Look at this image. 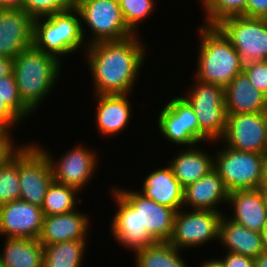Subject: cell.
I'll list each match as a JSON object with an SVG mask.
<instances>
[{
  "instance_id": "1",
  "label": "cell",
  "mask_w": 267,
  "mask_h": 267,
  "mask_svg": "<svg viewBox=\"0 0 267 267\" xmlns=\"http://www.w3.org/2000/svg\"><path fill=\"white\" fill-rule=\"evenodd\" d=\"M142 35L102 41L87 46L85 62L92 79L93 95L131 94L145 63L147 44Z\"/></svg>"
},
{
  "instance_id": "2",
  "label": "cell",
  "mask_w": 267,
  "mask_h": 267,
  "mask_svg": "<svg viewBox=\"0 0 267 267\" xmlns=\"http://www.w3.org/2000/svg\"><path fill=\"white\" fill-rule=\"evenodd\" d=\"M62 64L56 57L34 46L22 51L14 59L13 73L19 96L33 113H36L58 85V79L64 71Z\"/></svg>"
},
{
  "instance_id": "3",
  "label": "cell",
  "mask_w": 267,
  "mask_h": 267,
  "mask_svg": "<svg viewBox=\"0 0 267 267\" xmlns=\"http://www.w3.org/2000/svg\"><path fill=\"white\" fill-rule=\"evenodd\" d=\"M200 25L196 32L200 36V45L194 79L225 88L243 71L244 64L229 39L216 25Z\"/></svg>"
},
{
  "instance_id": "4",
  "label": "cell",
  "mask_w": 267,
  "mask_h": 267,
  "mask_svg": "<svg viewBox=\"0 0 267 267\" xmlns=\"http://www.w3.org/2000/svg\"><path fill=\"white\" fill-rule=\"evenodd\" d=\"M33 46L56 57L62 63L61 57L74 55V52H79V48L84 54L88 45L82 34L78 10L73 6L63 12L35 18L33 20Z\"/></svg>"
},
{
  "instance_id": "5",
  "label": "cell",
  "mask_w": 267,
  "mask_h": 267,
  "mask_svg": "<svg viewBox=\"0 0 267 267\" xmlns=\"http://www.w3.org/2000/svg\"><path fill=\"white\" fill-rule=\"evenodd\" d=\"M74 7L80 14L81 30L87 45L124 40L134 35L123 19L118 0H74Z\"/></svg>"
},
{
  "instance_id": "6",
  "label": "cell",
  "mask_w": 267,
  "mask_h": 267,
  "mask_svg": "<svg viewBox=\"0 0 267 267\" xmlns=\"http://www.w3.org/2000/svg\"><path fill=\"white\" fill-rule=\"evenodd\" d=\"M182 96L192 106L200 126V145L220 141L227 126L224 88L219 85L203 83L197 79ZM207 141V142H205Z\"/></svg>"
},
{
  "instance_id": "7",
  "label": "cell",
  "mask_w": 267,
  "mask_h": 267,
  "mask_svg": "<svg viewBox=\"0 0 267 267\" xmlns=\"http://www.w3.org/2000/svg\"><path fill=\"white\" fill-rule=\"evenodd\" d=\"M214 155L213 169L229 192L258 189L263 183V154L231 149L224 144Z\"/></svg>"
},
{
  "instance_id": "8",
  "label": "cell",
  "mask_w": 267,
  "mask_h": 267,
  "mask_svg": "<svg viewBox=\"0 0 267 267\" xmlns=\"http://www.w3.org/2000/svg\"><path fill=\"white\" fill-rule=\"evenodd\" d=\"M34 142L18 149L20 200L41 207L54 178L48 157Z\"/></svg>"
},
{
  "instance_id": "9",
  "label": "cell",
  "mask_w": 267,
  "mask_h": 267,
  "mask_svg": "<svg viewBox=\"0 0 267 267\" xmlns=\"http://www.w3.org/2000/svg\"><path fill=\"white\" fill-rule=\"evenodd\" d=\"M224 212L211 210H189L182 208L176 212L171 239L168 241L176 249L198 248L214 240L219 242L220 222Z\"/></svg>"
},
{
  "instance_id": "10",
  "label": "cell",
  "mask_w": 267,
  "mask_h": 267,
  "mask_svg": "<svg viewBox=\"0 0 267 267\" xmlns=\"http://www.w3.org/2000/svg\"><path fill=\"white\" fill-rule=\"evenodd\" d=\"M156 118L157 129L171 145L178 148L200 145V126L196 113L181 95L166 101Z\"/></svg>"
},
{
  "instance_id": "11",
  "label": "cell",
  "mask_w": 267,
  "mask_h": 267,
  "mask_svg": "<svg viewBox=\"0 0 267 267\" xmlns=\"http://www.w3.org/2000/svg\"><path fill=\"white\" fill-rule=\"evenodd\" d=\"M216 26L229 39L244 65L267 60V19L231 16Z\"/></svg>"
},
{
  "instance_id": "12",
  "label": "cell",
  "mask_w": 267,
  "mask_h": 267,
  "mask_svg": "<svg viewBox=\"0 0 267 267\" xmlns=\"http://www.w3.org/2000/svg\"><path fill=\"white\" fill-rule=\"evenodd\" d=\"M35 144L48 157L54 181L76 188L79 194L86 186L88 187L96 174L97 168H99V153L97 154L95 149L87 148L86 144L83 145L81 142L56 159L47 147L45 149L39 143Z\"/></svg>"
},
{
  "instance_id": "13",
  "label": "cell",
  "mask_w": 267,
  "mask_h": 267,
  "mask_svg": "<svg viewBox=\"0 0 267 267\" xmlns=\"http://www.w3.org/2000/svg\"><path fill=\"white\" fill-rule=\"evenodd\" d=\"M218 142L231 149L264 154L267 151V112L228 114L225 134Z\"/></svg>"
},
{
  "instance_id": "14",
  "label": "cell",
  "mask_w": 267,
  "mask_h": 267,
  "mask_svg": "<svg viewBox=\"0 0 267 267\" xmlns=\"http://www.w3.org/2000/svg\"><path fill=\"white\" fill-rule=\"evenodd\" d=\"M137 212L142 227L155 242H168L173 234L176 210L146 198L138 190L112 186Z\"/></svg>"
},
{
  "instance_id": "15",
  "label": "cell",
  "mask_w": 267,
  "mask_h": 267,
  "mask_svg": "<svg viewBox=\"0 0 267 267\" xmlns=\"http://www.w3.org/2000/svg\"><path fill=\"white\" fill-rule=\"evenodd\" d=\"M117 210L111 221V235L117 244L122 245L125 249L133 251L146 248L153 245L155 241L147 233L145 227H142L137 212L113 187L110 196Z\"/></svg>"
},
{
  "instance_id": "16",
  "label": "cell",
  "mask_w": 267,
  "mask_h": 267,
  "mask_svg": "<svg viewBox=\"0 0 267 267\" xmlns=\"http://www.w3.org/2000/svg\"><path fill=\"white\" fill-rule=\"evenodd\" d=\"M44 214L41 207L17 200L0 205V235L38 239Z\"/></svg>"
},
{
  "instance_id": "17",
  "label": "cell",
  "mask_w": 267,
  "mask_h": 267,
  "mask_svg": "<svg viewBox=\"0 0 267 267\" xmlns=\"http://www.w3.org/2000/svg\"><path fill=\"white\" fill-rule=\"evenodd\" d=\"M33 18L24 9L0 8V55L15 59L33 46Z\"/></svg>"
},
{
  "instance_id": "18",
  "label": "cell",
  "mask_w": 267,
  "mask_h": 267,
  "mask_svg": "<svg viewBox=\"0 0 267 267\" xmlns=\"http://www.w3.org/2000/svg\"><path fill=\"white\" fill-rule=\"evenodd\" d=\"M130 94L92 95L95 99V121L98 134L112 138L127 129L133 117Z\"/></svg>"
},
{
  "instance_id": "19",
  "label": "cell",
  "mask_w": 267,
  "mask_h": 267,
  "mask_svg": "<svg viewBox=\"0 0 267 267\" xmlns=\"http://www.w3.org/2000/svg\"><path fill=\"white\" fill-rule=\"evenodd\" d=\"M77 210L44 216L38 241L45 246L70 240H87L92 220L84 211L81 213Z\"/></svg>"
},
{
  "instance_id": "20",
  "label": "cell",
  "mask_w": 267,
  "mask_h": 267,
  "mask_svg": "<svg viewBox=\"0 0 267 267\" xmlns=\"http://www.w3.org/2000/svg\"><path fill=\"white\" fill-rule=\"evenodd\" d=\"M229 191L213 169L207 175L184 188L183 208L222 212L219 206L227 205Z\"/></svg>"
},
{
  "instance_id": "21",
  "label": "cell",
  "mask_w": 267,
  "mask_h": 267,
  "mask_svg": "<svg viewBox=\"0 0 267 267\" xmlns=\"http://www.w3.org/2000/svg\"><path fill=\"white\" fill-rule=\"evenodd\" d=\"M227 206L233 209L228 218L250 230L261 232L267 224V209L260 188L229 192Z\"/></svg>"
},
{
  "instance_id": "22",
  "label": "cell",
  "mask_w": 267,
  "mask_h": 267,
  "mask_svg": "<svg viewBox=\"0 0 267 267\" xmlns=\"http://www.w3.org/2000/svg\"><path fill=\"white\" fill-rule=\"evenodd\" d=\"M137 190L146 198L176 211L183 208L184 187L168 164L148 173L143 180L142 188Z\"/></svg>"
},
{
  "instance_id": "23",
  "label": "cell",
  "mask_w": 267,
  "mask_h": 267,
  "mask_svg": "<svg viewBox=\"0 0 267 267\" xmlns=\"http://www.w3.org/2000/svg\"><path fill=\"white\" fill-rule=\"evenodd\" d=\"M227 114L267 112V96L242 71L224 88Z\"/></svg>"
},
{
  "instance_id": "24",
  "label": "cell",
  "mask_w": 267,
  "mask_h": 267,
  "mask_svg": "<svg viewBox=\"0 0 267 267\" xmlns=\"http://www.w3.org/2000/svg\"><path fill=\"white\" fill-rule=\"evenodd\" d=\"M180 149L167 164L185 188L213 170L214 155L206 151L203 146L199 148L198 145Z\"/></svg>"
},
{
  "instance_id": "25",
  "label": "cell",
  "mask_w": 267,
  "mask_h": 267,
  "mask_svg": "<svg viewBox=\"0 0 267 267\" xmlns=\"http://www.w3.org/2000/svg\"><path fill=\"white\" fill-rule=\"evenodd\" d=\"M219 244L227 252L257 258L266 248L261 234L229 219L224 213L220 222Z\"/></svg>"
},
{
  "instance_id": "26",
  "label": "cell",
  "mask_w": 267,
  "mask_h": 267,
  "mask_svg": "<svg viewBox=\"0 0 267 267\" xmlns=\"http://www.w3.org/2000/svg\"><path fill=\"white\" fill-rule=\"evenodd\" d=\"M0 267H43L44 246L38 239L5 238Z\"/></svg>"
},
{
  "instance_id": "27",
  "label": "cell",
  "mask_w": 267,
  "mask_h": 267,
  "mask_svg": "<svg viewBox=\"0 0 267 267\" xmlns=\"http://www.w3.org/2000/svg\"><path fill=\"white\" fill-rule=\"evenodd\" d=\"M87 240H70L45 245L43 267H82Z\"/></svg>"
},
{
  "instance_id": "28",
  "label": "cell",
  "mask_w": 267,
  "mask_h": 267,
  "mask_svg": "<svg viewBox=\"0 0 267 267\" xmlns=\"http://www.w3.org/2000/svg\"><path fill=\"white\" fill-rule=\"evenodd\" d=\"M135 267H188L183 260V251L169 242H155L153 245L134 252ZM190 267V266H189Z\"/></svg>"
},
{
  "instance_id": "29",
  "label": "cell",
  "mask_w": 267,
  "mask_h": 267,
  "mask_svg": "<svg viewBox=\"0 0 267 267\" xmlns=\"http://www.w3.org/2000/svg\"><path fill=\"white\" fill-rule=\"evenodd\" d=\"M78 190L56 181L49 185L41 209L44 216L59 215L76 210L82 199L77 195Z\"/></svg>"
},
{
  "instance_id": "30",
  "label": "cell",
  "mask_w": 267,
  "mask_h": 267,
  "mask_svg": "<svg viewBox=\"0 0 267 267\" xmlns=\"http://www.w3.org/2000/svg\"><path fill=\"white\" fill-rule=\"evenodd\" d=\"M204 12V25H216L222 19L231 16H242L245 13L247 0H198Z\"/></svg>"
},
{
  "instance_id": "31",
  "label": "cell",
  "mask_w": 267,
  "mask_h": 267,
  "mask_svg": "<svg viewBox=\"0 0 267 267\" xmlns=\"http://www.w3.org/2000/svg\"><path fill=\"white\" fill-rule=\"evenodd\" d=\"M20 200L18 150L0 166V205Z\"/></svg>"
},
{
  "instance_id": "32",
  "label": "cell",
  "mask_w": 267,
  "mask_h": 267,
  "mask_svg": "<svg viewBox=\"0 0 267 267\" xmlns=\"http://www.w3.org/2000/svg\"><path fill=\"white\" fill-rule=\"evenodd\" d=\"M128 28L139 35L140 25L155 12L157 0H118Z\"/></svg>"
},
{
  "instance_id": "33",
  "label": "cell",
  "mask_w": 267,
  "mask_h": 267,
  "mask_svg": "<svg viewBox=\"0 0 267 267\" xmlns=\"http://www.w3.org/2000/svg\"><path fill=\"white\" fill-rule=\"evenodd\" d=\"M0 98L3 99L23 121H27V118L33 114L19 96L14 73L0 78Z\"/></svg>"
},
{
  "instance_id": "34",
  "label": "cell",
  "mask_w": 267,
  "mask_h": 267,
  "mask_svg": "<svg viewBox=\"0 0 267 267\" xmlns=\"http://www.w3.org/2000/svg\"><path fill=\"white\" fill-rule=\"evenodd\" d=\"M74 6V0H24L23 8L33 19L63 12Z\"/></svg>"
},
{
  "instance_id": "35",
  "label": "cell",
  "mask_w": 267,
  "mask_h": 267,
  "mask_svg": "<svg viewBox=\"0 0 267 267\" xmlns=\"http://www.w3.org/2000/svg\"><path fill=\"white\" fill-rule=\"evenodd\" d=\"M243 72L253 86L267 96V60L247 63L244 65Z\"/></svg>"
},
{
  "instance_id": "36",
  "label": "cell",
  "mask_w": 267,
  "mask_h": 267,
  "mask_svg": "<svg viewBox=\"0 0 267 267\" xmlns=\"http://www.w3.org/2000/svg\"><path fill=\"white\" fill-rule=\"evenodd\" d=\"M12 130L4 129L0 133V166L4 164L22 144H15Z\"/></svg>"
},
{
  "instance_id": "37",
  "label": "cell",
  "mask_w": 267,
  "mask_h": 267,
  "mask_svg": "<svg viewBox=\"0 0 267 267\" xmlns=\"http://www.w3.org/2000/svg\"><path fill=\"white\" fill-rule=\"evenodd\" d=\"M23 121L6 103L0 98V126L4 129L15 130ZM18 126V127H17Z\"/></svg>"
},
{
  "instance_id": "38",
  "label": "cell",
  "mask_w": 267,
  "mask_h": 267,
  "mask_svg": "<svg viewBox=\"0 0 267 267\" xmlns=\"http://www.w3.org/2000/svg\"><path fill=\"white\" fill-rule=\"evenodd\" d=\"M221 256L225 267H255V258L238 253L227 252Z\"/></svg>"
},
{
  "instance_id": "39",
  "label": "cell",
  "mask_w": 267,
  "mask_h": 267,
  "mask_svg": "<svg viewBox=\"0 0 267 267\" xmlns=\"http://www.w3.org/2000/svg\"><path fill=\"white\" fill-rule=\"evenodd\" d=\"M242 16L267 19V0H247L245 13Z\"/></svg>"
},
{
  "instance_id": "40",
  "label": "cell",
  "mask_w": 267,
  "mask_h": 267,
  "mask_svg": "<svg viewBox=\"0 0 267 267\" xmlns=\"http://www.w3.org/2000/svg\"><path fill=\"white\" fill-rule=\"evenodd\" d=\"M14 59L0 55V78L13 73Z\"/></svg>"
},
{
  "instance_id": "41",
  "label": "cell",
  "mask_w": 267,
  "mask_h": 267,
  "mask_svg": "<svg viewBox=\"0 0 267 267\" xmlns=\"http://www.w3.org/2000/svg\"><path fill=\"white\" fill-rule=\"evenodd\" d=\"M24 0H0V8L22 9Z\"/></svg>"
},
{
  "instance_id": "42",
  "label": "cell",
  "mask_w": 267,
  "mask_h": 267,
  "mask_svg": "<svg viewBox=\"0 0 267 267\" xmlns=\"http://www.w3.org/2000/svg\"><path fill=\"white\" fill-rule=\"evenodd\" d=\"M201 265H198L199 267H225L224 263L220 258H209L206 259L203 262H200Z\"/></svg>"
},
{
  "instance_id": "43",
  "label": "cell",
  "mask_w": 267,
  "mask_h": 267,
  "mask_svg": "<svg viewBox=\"0 0 267 267\" xmlns=\"http://www.w3.org/2000/svg\"><path fill=\"white\" fill-rule=\"evenodd\" d=\"M255 267H267V249L255 258Z\"/></svg>"
},
{
  "instance_id": "44",
  "label": "cell",
  "mask_w": 267,
  "mask_h": 267,
  "mask_svg": "<svg viewBox=\"0 0 267 267\" xmlns=\"http://www.w3.org/2000/svg\"><path fill=\"white\" fill-rule=\"evenodd\" d=\"M261 186H267V151L263 154V183Z\"/></svg>"
},
{
  "instance_id": "45",
  "label": "cell",
  "mask_w": 267,
  "mask_h": 267,
  "mask_svg": "<svg viewBox=\"0 0 267 267\" xmlns=\"http://www.w3.org/2000/svg\"><path fill=\"white\" fill-rule=\"evenodd\" d=\"M260 234H261L263 245L267 249V224L263 227Z\"/></svg>"
},
{
  "instance_id": "46",
  "label": "cell",
  "mask_w": 267,
  "mask_h": 267,
  "mask_svg": "<svg viewBox=\"0 0 267 267\" xmlns=\"http://www.w3.org/2000/svg\"><path fill=\"white\" fill-rule=\"evenodd\" d=\"M260 190L262 192V196H263V199H264V204H265L266 209H267V186H261Z\"/></svg>"
},
{
  "instance_id": "47",
  "label": "cell",
  "mask_w": 267,
  "mask_h": 267,
  "mask_svg": "<svg viewBox=\"0 0 267 267\" xmlns=\"http://www.w3.org/2000/svg\"><path fill=\"white\" fill-rule=\"evenodd\" d=\"M3 130H4V128L0 126V133H1Z\"/></svg>"
}]
</instances>
